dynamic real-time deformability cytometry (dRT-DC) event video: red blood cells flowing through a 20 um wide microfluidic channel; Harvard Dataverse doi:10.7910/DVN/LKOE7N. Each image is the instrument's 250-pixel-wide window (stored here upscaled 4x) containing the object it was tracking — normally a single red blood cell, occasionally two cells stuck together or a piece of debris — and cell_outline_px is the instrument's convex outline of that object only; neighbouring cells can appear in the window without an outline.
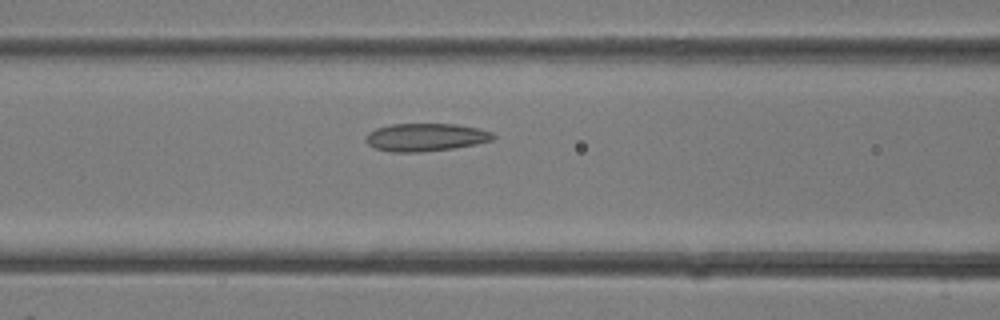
{"species": "common noctule bat (a hibernating species)", "species_latin": "Nyctalus noctula", "temperature_condition": "room temperature", "stored_images_in_passage": 21, "camera_frame_rate_fps": 3000, "um_per_image_px": 0.085, "animal": {"sex": "female"}, "frame": {"image": 1, "passage_image": 7, "time_ms": 2.0, "image_size_px": [1000, 320], "cell_outline_px": [[496, 136], [492, 140], [476, 144], [452, 148], [420, 152], [392, 152], [376, 148], [368, 144], [364, 140], [368, 132], [376, 128], [392, 124], [456, 124], [480, 128], [492, 132]], "centroid_in_image_um": [36.18, 11.66], "position_along_channel_um": 130.4, "area_um2": 20.69}}
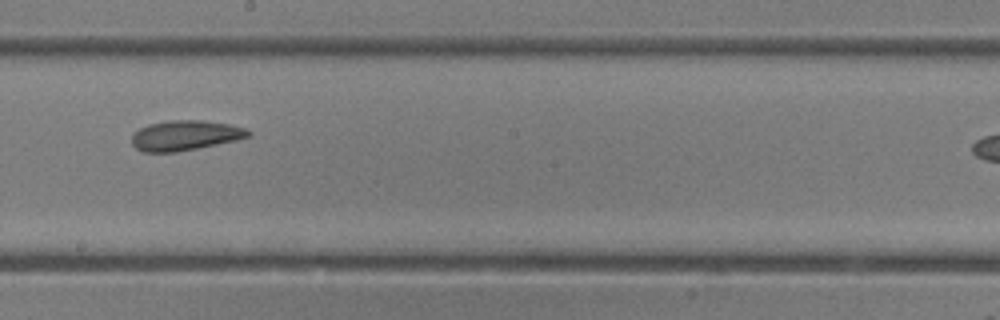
{"frame": {"image": 2, "passage_image": 12, "time_ms": 3.667, "image_size_px": [1000, 320], "cell_outline_px": [[252, 136], [236, 140], [176, 152], [144, 152], [136, 148], [132, 144], [132, 132], [148, 124], [168, 120], [200, 120], [228, 124], [244, 128], [252, 132]], "centroid_in_image_um": [15.71, 11.5], "position_along_channel_um": 232.5, "area_um2": 20.35}}
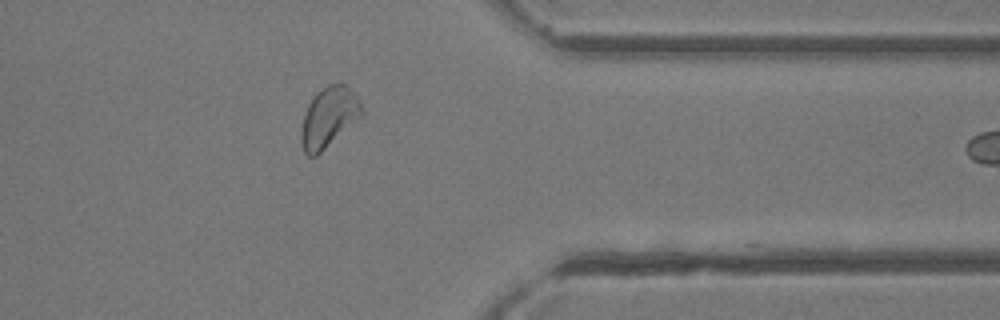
{"frame": {"image": 3, "passage_image": 20, "time_ms": 6.333, "image_size_px": [1000, 320], "cell_outline_px": [[364, 116], [316, 156], [308, 156], [304, 152], [300, 140], [300, 132], [304, 116], [308, 104], [316, 92], [328, 84], [344, 84], [356, 92], [364, 108]], "centroid_in_image_um": [27.99, 9.96], "position_along_channel_um": 383.4, "area_um2": 21.68}}